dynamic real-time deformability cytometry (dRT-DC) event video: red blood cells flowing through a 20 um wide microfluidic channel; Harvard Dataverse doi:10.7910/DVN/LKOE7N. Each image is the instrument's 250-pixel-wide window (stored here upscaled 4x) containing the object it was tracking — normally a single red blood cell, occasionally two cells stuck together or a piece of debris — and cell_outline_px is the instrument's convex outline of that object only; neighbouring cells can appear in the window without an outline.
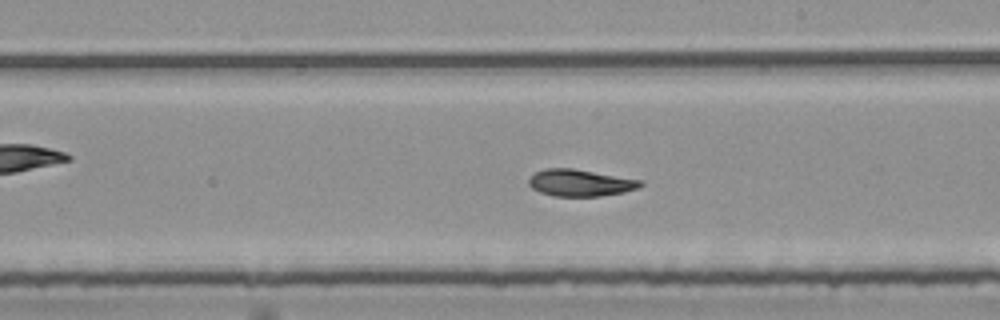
{"species": "common noctule bat (a hibernating species)", "species_latin": "Nyctalus noctula", "temperature_condition": "room temperature", "stored_images_in_passage": 54, "camera_frame_rate_fps": 3000, "um_per_image_px": 0.085, "animal": {"sex": "female", "body_mass_g": 25.1}, "frame": {"image": 1, "passage_image": 31, "time_ms": 10.0, "image_size_px": [1000, 320], "cell_outline_px": [[644, 184], [640, 188], [624, 192], [600, 196], [556, 196], [540, 192], [532, 188], [528, 184], [528, 176], [544, 168], [572, 168], [644, 180]], "centroid_in_image_um": [49.34, 15.53], "position_along_channel_um": 239.7, "area_um2": 17.69}, "authors_computed_cell_mechanics": {"area_um2": 17.8313, "velocity_mm_per_s": 3.7418, "shape_relaxation_time_tau1_ms": null, "shape_relaxation_time_tau2_ms": 3.1936, "deformation_change_tau1": null, "deformation_change_tau2": 0.0861}}